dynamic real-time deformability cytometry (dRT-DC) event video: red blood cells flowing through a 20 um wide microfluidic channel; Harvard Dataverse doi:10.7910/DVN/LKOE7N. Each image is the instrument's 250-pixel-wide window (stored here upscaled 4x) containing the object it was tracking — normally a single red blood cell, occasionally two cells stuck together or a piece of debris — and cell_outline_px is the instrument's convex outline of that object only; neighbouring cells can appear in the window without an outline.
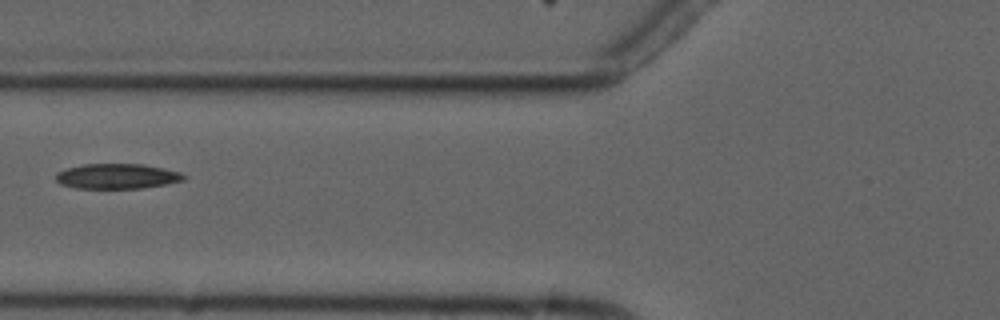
{"species": "common noctule bat (a hibernating species)", "species_latin": "Nyctalus noctula", "temperature_condition": "cold", "stored_images_in_passage": 8, "camera_frame_rate_fps": 3000, "um_per_image_px": 0.085, "animal": {"sex": "male", "forearm_length_mm": 52.5}, "frame": {"image": 1, "passage_image": 4, "time_ms": 5.667, "image_size_px": [1000, 320], "cell_outline_px": [[188, 176], [184, 180], [164, 184], [140, 188], [76, 188], [60, 184], [56, 180], [56, 172], [68, 168], [84, 164], [144, 164], [164, 168], [180, 172]], "centroid_in_image_um": [9.96, 14.97], "position_along_channel_um": 115.8, "area_um2": 18.67}}
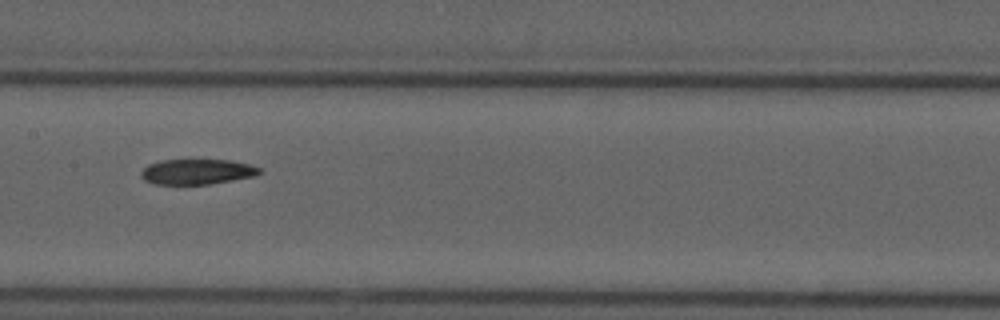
{"frame": {"image": 2, "passage_image": 6, "time_ms": 7.667, "image_size_px": [1000, 320], "cell_outline_px": [[264, 172], [256, 176], [208, 184], [152, 184], [144, 180], [140, 176], [140, 172], [148, 164], [160, 160], [232, 160], [248, 164], [260, 168]], "centroid_in_image_um": [16.74, 14.59], "position_along_channel_um": 190.7, "area_um2": 17.57}}
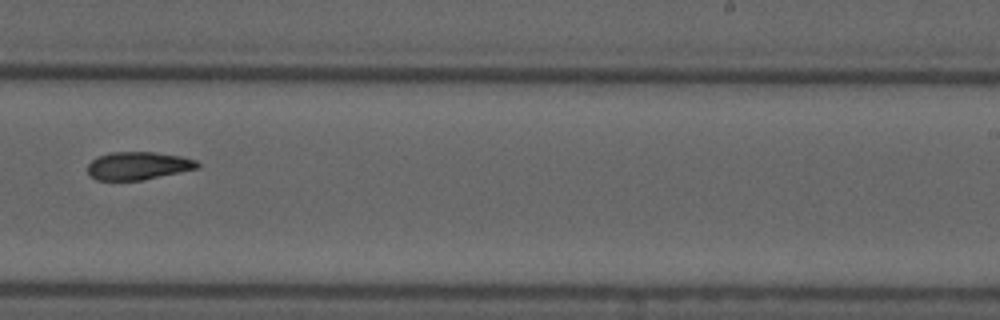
{"frame": {"image": 3, "passage_image": 8, "time_ms": 10.0, "image_size_px": [1000, 320], "cell_outline_px": [[200, 168], [144, 180], [96, 180], [88, 176], [88, 164], [96, 156], [108, 152], [156, 152], [180, 156], [196, 160], [200, 164]], "centroid_in_image_um": [11.73, 14.09], "position_along_channel_um": 277.3, "area_um2": 18.15}}